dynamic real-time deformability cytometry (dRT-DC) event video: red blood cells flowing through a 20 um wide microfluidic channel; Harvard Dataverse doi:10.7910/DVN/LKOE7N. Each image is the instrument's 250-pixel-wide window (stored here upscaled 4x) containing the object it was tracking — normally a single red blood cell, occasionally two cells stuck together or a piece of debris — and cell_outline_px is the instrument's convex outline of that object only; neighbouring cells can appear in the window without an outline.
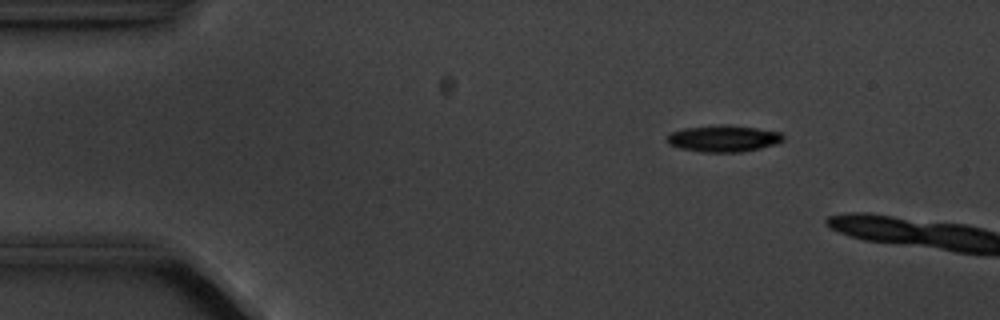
{"species": "common noctule bat (a hibernating species)", "species_latin": "Nyctalus noctula", "temperature_condition": "cold", "stored_images_in_passage": 3, "camera_frame_rate_fps": 3000, "um_per_image_px": 0.085, "animal": {"sex": "male", "body_mass_g": 20.1, "forearm_length_mm": 53.5}, "frame": {"image": 1, "passage_image": 1, "time_ms": 0.0, "image_size_px": [1000, 320], "cell_outline_px": [[784, 140], [760, 148], [740, 152], [704, 152], [680, 148], [668, 144], [664, 140], [664, 136], [672, 132], [684, 128], [720, 124], [728, 124], [756, 128], [780, 132], [784, 136]], "centroid_in_image_um": [61.43, 11.76], "position_along_channel_um": 23.6, "area_um2": 18.09}}